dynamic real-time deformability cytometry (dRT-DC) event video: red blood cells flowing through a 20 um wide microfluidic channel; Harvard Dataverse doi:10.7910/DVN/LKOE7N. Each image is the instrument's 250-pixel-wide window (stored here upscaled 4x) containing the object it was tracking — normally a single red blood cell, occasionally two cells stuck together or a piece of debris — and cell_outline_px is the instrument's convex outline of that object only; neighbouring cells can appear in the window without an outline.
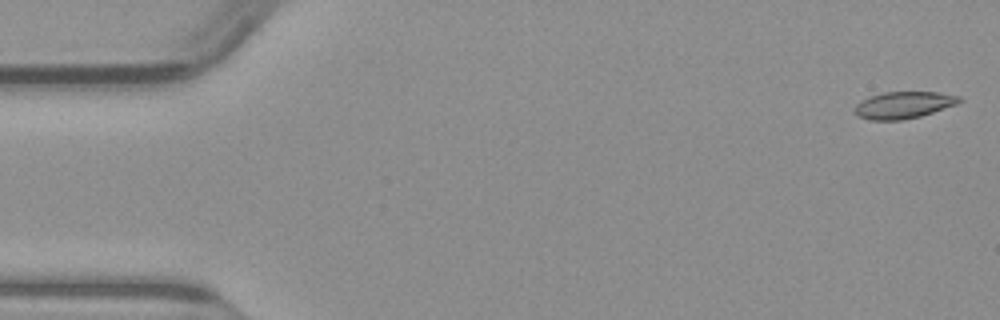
{"species": "common noctule bat (a hibernating species)", "species_latin": "Nyctalus noctula", "temperature_condition": "warm", "stored_images_in_passage": 50, "camera_frame_rate_fps": 3000, "um_per_image_px": 0.085, "animal": {"sex": "male", "body_mass_g": 23.1, "forearm_length_mm": 52.7}, "frame": {"image": 1, "passage_image": 1, "time_ms": 0.0, "image_size_px": [1000, 320], "cell_outline_px": [[964, 100], [956, 104], [920, 116], [900, 120], [872, 120], [856, 116], [852, 108], [860, 100], [884, 92], [940, 92], [960, 96]], "centroid_in_image_um": [76.77, 8.92], "position_along_channel_um": 8.2, "area_um2": 16.42}}
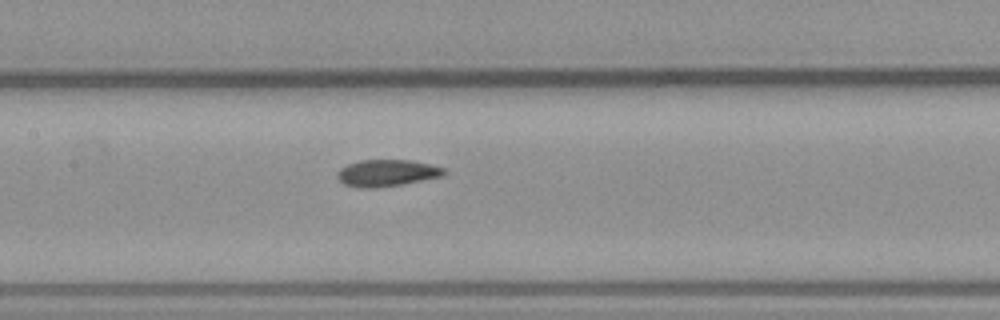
{"frame": {"image": 2, "passage_image": 23, "time_ms": 7.333, "image_size_px": [1000, 320], "cell_outline_px": [[448, 172], [444, 176], [404, 184], [372, 188], [360, 188], [344, 184], [336, 176], [336, 172], [340, 168], [348, 164], [360, 160], [408, 160], [428, 164], [444, 168]], "centroid_in_image_um": [32.88, 14.71], "position_along_channel_um": 174.5, "area_um2": 16.7}}
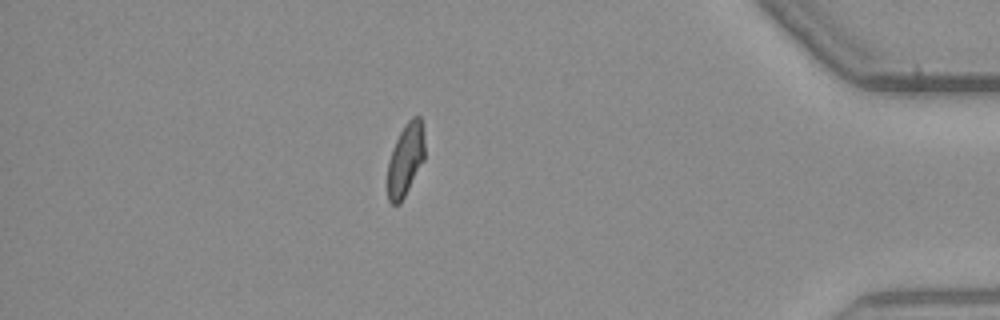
{"frame": {"image": 3, "passage_image": 43, "time_ms": 14.0, "image_size_px": [1000, 320], "cell_outline_px": [[424, 160], [400, 204], [392, 204], [388, 200], [388, 160], [392, 148], [404, 124], [412, 116], [420, 116], [424, 144]], "centroid_in_image_um": [34.45, 13.56], "position_along_channel_um": 400.7, "area_um2": 15.55}}